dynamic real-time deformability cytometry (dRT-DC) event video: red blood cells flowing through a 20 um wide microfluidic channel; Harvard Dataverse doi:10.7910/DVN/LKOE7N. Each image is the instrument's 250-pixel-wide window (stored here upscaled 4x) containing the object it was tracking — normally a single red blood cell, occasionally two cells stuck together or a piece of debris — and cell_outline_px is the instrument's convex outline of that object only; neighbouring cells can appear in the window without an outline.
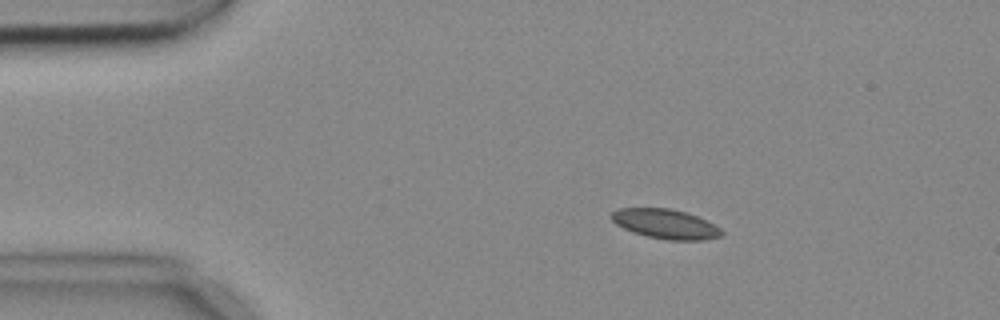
{"species": "common noctule bat (a hibernating species)", "species_latin": "Nyctalus noctula", "temperature_condition": "cold", "stored_images_in_passage": 3, "camera_frame_rate_fps": 3000, "um_per_image_px": 0.085, "animal": {"sex": "female", "body_mass_g": 18.4}, "frame": {"image": 1, "passage_image": 2, "time_ms": 0.333, "image_size_px": [1000, 320], "cell_outline_px": [[724, 236], [704, 240], [668, 240], [648, 236], [632, 232], [616, 224], [608, 216], [612, 212], [620, 208], [672, 208], [688, 212], [720, 228], [724, 232]], "centroid_in_image_um": [56.57, 19.03], "position_along_channel_um": 28.4, "area_um2": 19.07}}